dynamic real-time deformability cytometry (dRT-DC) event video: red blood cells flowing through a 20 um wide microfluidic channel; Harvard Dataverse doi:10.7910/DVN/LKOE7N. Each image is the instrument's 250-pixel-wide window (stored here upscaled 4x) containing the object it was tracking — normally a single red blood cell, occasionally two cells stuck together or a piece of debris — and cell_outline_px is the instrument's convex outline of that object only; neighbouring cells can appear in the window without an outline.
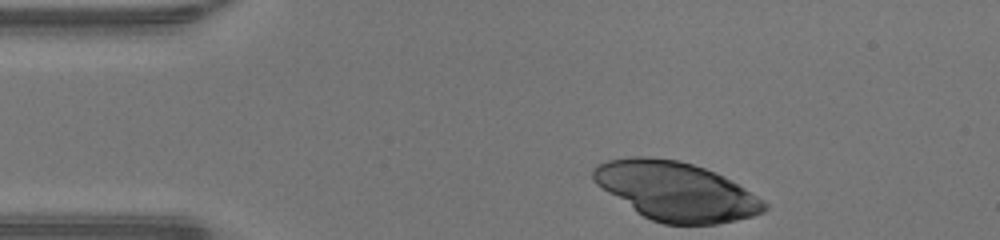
{"species": "human", "species_latin": "Homo sapiens", "temperature_condition": "warm", "stored_images_in_passage": 32, "camera_frame_rate_fps": 3000, "um_per_image_px": 0.085, "donor": {"sex": "male"}, "frame": {"image": 1, "passage_image": 1, "time_ms": 0.0, "image_size_px": [1000, 240], "cell_outline_px": [[768, 208], [764, 212], [752, 216], [736, 220], [716, 224], [664, 224], [652, 220], [636, 212], [596, 184], [592, 180], [592, 168], [596, 164], [608, 160], [632, 156], [648, 156], [680, 160], [716, 172], [724, 176], [764, 200], [768, 204]], "centroid_in_image_um": [57.44, 16.24], "position_along_channel_um": 27.6, "area_um2": 58.55}}